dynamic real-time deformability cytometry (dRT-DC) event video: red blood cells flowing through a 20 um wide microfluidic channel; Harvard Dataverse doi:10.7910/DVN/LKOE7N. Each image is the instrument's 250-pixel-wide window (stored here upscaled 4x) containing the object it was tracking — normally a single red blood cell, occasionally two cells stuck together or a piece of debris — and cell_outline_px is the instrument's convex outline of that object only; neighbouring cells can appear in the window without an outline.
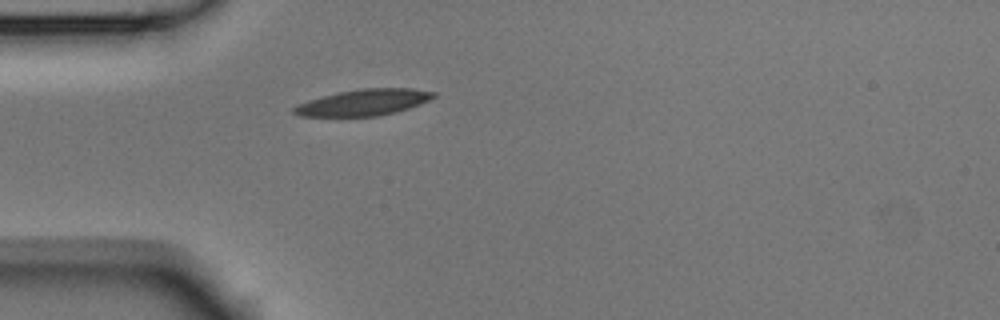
{"species": "Egyptian fruit bat (a non-hibernating species)", "species_latin": "Rousettus aegyptiacus", "temperature_condition": "room temperature", "stored_images_in_passage": 1, "camera_frame_rate_fps": 3000, "um_per_image_px": 0.085, "animal": {"sex": "male"}, "frame": {"image": 1, "passage_image": 1, "time_ms": 0.0, "image_size_px": [1000, 320], "cell_outline_px": [[436, 96], [420, 104], [396, 112], [376, 116], [300, 116], [292, 112], [292, 108], [296, 104], [308, 100], [340, 92], [360, 88], [412, 88], [436, 92]], "centroid_in_image_um": [30.9, 8.7], "position_along_channel_um": 54.1, "area_um2": 21.27}}